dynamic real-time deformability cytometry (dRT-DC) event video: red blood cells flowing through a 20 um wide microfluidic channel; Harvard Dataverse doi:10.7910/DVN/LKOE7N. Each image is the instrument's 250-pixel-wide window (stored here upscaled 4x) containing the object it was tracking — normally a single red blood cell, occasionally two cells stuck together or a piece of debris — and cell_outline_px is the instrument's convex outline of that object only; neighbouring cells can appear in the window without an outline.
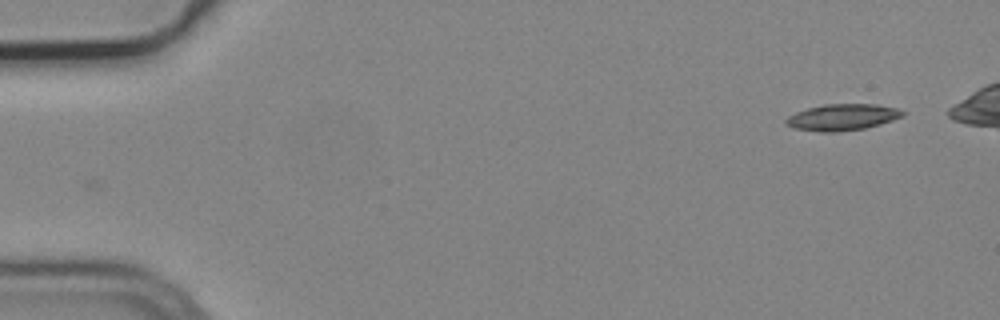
{"species": "common noctule bat (a hibernating species)", "species_latin": "Nyctalus noctula", "temperature_condition": "cold", "stored_images_in_passage": 3, "camera_frame_rate_fps": 3000, "um_per_image_px": 0.085, "animal": {"sex": "male", "body_mass_g": 19.2, "forearm_length_mm": 51.8}, "frame": {"image": 1, "passage_image": 3, "time_ms": 0.667, "image_size_px": [1000, 320], "cell_outline_px": [[908, 112], [904, 116], [880, 124], [864, 128], [840, 132], [820, 132], [792, 128], [784, 124], [784, 120], [788, 116], [796, 112], [808, 108], [824, 104], [876, 104], [900, 108]], "centroid_in_image_um": [71.62, 9.96], "position_along_channel_um": 13.4, "area_um2": 18.26}}